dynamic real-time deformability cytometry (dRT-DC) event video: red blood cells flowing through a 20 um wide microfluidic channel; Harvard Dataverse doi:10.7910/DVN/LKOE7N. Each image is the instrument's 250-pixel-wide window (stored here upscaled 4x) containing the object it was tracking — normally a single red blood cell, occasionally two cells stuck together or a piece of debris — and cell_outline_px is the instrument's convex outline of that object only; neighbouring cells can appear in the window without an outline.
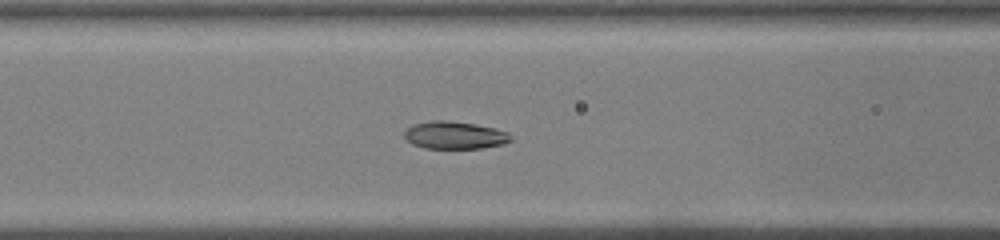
{"species": "common noctule bat (a hibernating species)", "species_latin": "Nyctalus noctula", "temperature_condition": "warm", "stored_images_in_passage": 40, "camera_frame_rate_fps": 3000, "um_per_image_px": 0.085, "animal": {"sex": "male", "body_mass_g": 19.0, "forearm_length_mm": 50.8}, "frame": {"image": 1, "passage_image": 14, "time_ms": 4.333, "image_size_px": [1000, 240], "cell_outline_px": [[512, 140], [504, 144], [480, 148], [424, 148], [412, 144], [404, 136], [404, 132], [412, 124], [428, 120], [444, 120], [476, 124], [496, 128], [508, 132], [512, 136]], "centroid_in_image_um": [38.66, 11.48], "position_along_channel_um": 127.9, "area_um2": 17.22}}
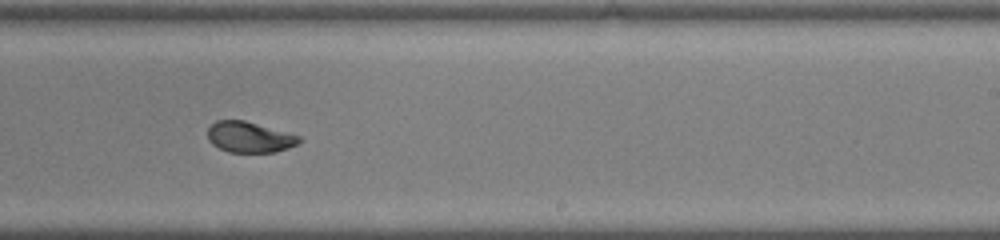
{"frame": {"image": 2, "passage_image": 23, "time_ms": 7.333, "image_size_px": [1000, 240], "cell_outline_px": [[304, 140], [288, 148], [276, 152], [228, 152], [212, 144], [208, 140], [208, 128], [216, 120], [244, 120], [300, 136]], "centroid_in_image_um": [21.2, 11.66], "position_along_channel_um": 267.8, "area_um2": 16.36}}
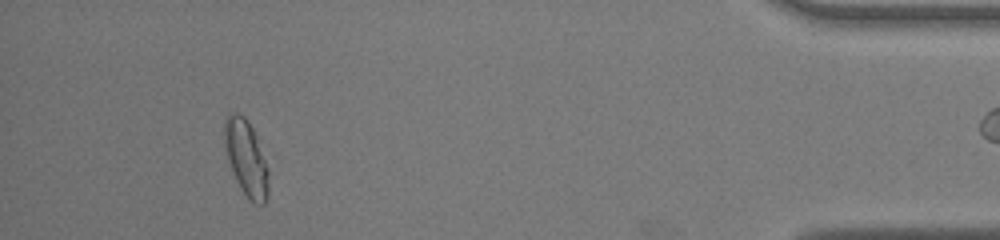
{"frame": {"image": 3, "passage_image": 36, "time_ms": 11.667, "image_size_px": [1000, 240], "cell_outline_px": [[268, 196], [264, 204], [256, 204], [240, 188], [232, 172], [224, 144], [224, 120], [228, 112], [236, 112], [244, 116], [248, 120], [256, 136], [268, 168]], "centroid_in_image_um": [20.91, 13.39], "position_along_channel_um": 414.3, "area_um2": 19.36}}